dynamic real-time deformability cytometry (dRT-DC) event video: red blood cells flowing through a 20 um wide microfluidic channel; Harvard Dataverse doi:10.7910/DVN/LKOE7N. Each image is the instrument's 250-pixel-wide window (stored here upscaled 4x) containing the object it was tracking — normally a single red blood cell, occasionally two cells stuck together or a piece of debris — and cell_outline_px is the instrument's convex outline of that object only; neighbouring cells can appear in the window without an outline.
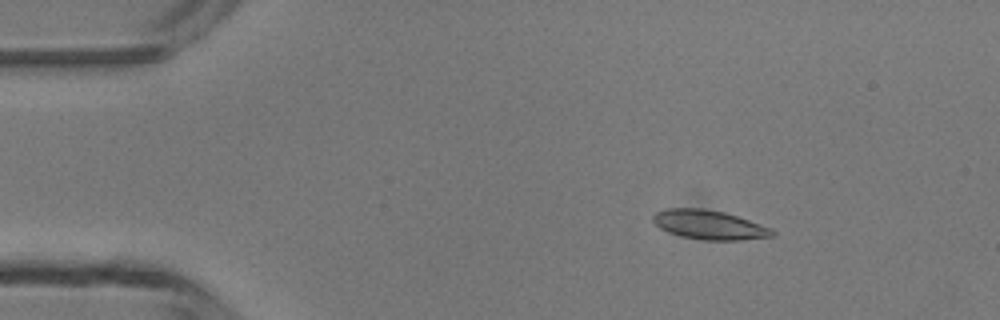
{"species": "common noctule bat (a hibernating species)", "species_latin": "Nyctalus noctula", "temperature_condition": "room temperature", "stored_images_in_passage": 5, "camera_frame_rate_fps": 3000, "um_per_image_px": 0.085, "animal": {"sex": "male", "body_mass_g": 13.3}, "frame": {"image": 1, "passage_image": 3, "time_ms": 2.0, "image_size_px": [1000, 320], "cell_outline_px": [[776, 236], [740, 240], [704, 240], [680, 236], [668, 232], [660, 228], [652, 220], [652, 216], [656, 212], [668, 208], [700, 208], [724, 212], [772, 228], [776, 232]], "centroid_in_image_um": [60.29, 19.12], "position_along_channel_um": 24.7, "area_um2": 20.29}}
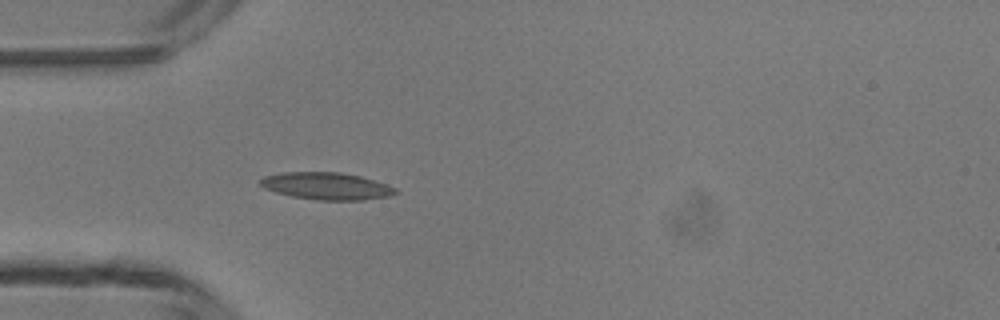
{"frame": {"image": 2, "passage_image": 5, "time_ms": 4.333, "image_size_px": [1000, 320], "cell_outline_px": [[400, 192], [388, 196], [364, 200], [316, 200], [292, 196], [276, 192], [264, 188], [260, 184], [260, 180], [264, 176], [280, 172], [340, 172], [360, 176], [396, 188]], "centroid_in_image_um": [27.74, 15.81], "position_along_channel_um": 57.3, "area_um2": 21.33}}